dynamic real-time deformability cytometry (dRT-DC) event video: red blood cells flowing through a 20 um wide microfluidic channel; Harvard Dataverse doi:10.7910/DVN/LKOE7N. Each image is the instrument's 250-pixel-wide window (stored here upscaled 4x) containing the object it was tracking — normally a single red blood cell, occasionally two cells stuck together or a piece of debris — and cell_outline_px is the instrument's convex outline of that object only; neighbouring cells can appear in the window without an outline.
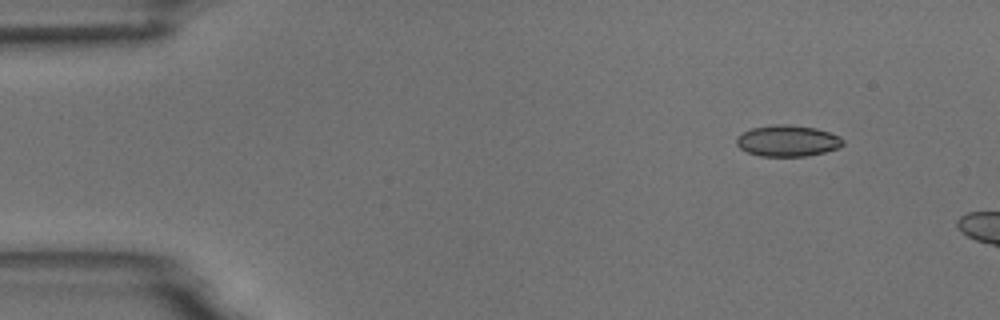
{"species": "common noctule bat (a hibernating species)", "species_latin": "Nyctalus noctula", "temperature_condition": "room temperature", "stored_images_in_passage": 3, "camera_frame_rate_fps": 3000, "um_per_image_px": 0.085, "animal": {"sex": "male", "body_mass_g": 18.8}, "frame": {"image": 1, "passage_image": 1, "time_ms": 0.0, "image_size_px": [1000, 320], "cell_outline_px": [[844, 144], [840, 148], [808, 156], [760, 156], [748, 152], [740, 148], [736, 144], [736, 136], [752, 128], [776, 124], [788, 124], [816, 128], [840, 136], [844, 140]], "centroid_in_image_um": [66.96, 11.97], "position_along_channel_um": 18.0, "area_um2": 19.48}}